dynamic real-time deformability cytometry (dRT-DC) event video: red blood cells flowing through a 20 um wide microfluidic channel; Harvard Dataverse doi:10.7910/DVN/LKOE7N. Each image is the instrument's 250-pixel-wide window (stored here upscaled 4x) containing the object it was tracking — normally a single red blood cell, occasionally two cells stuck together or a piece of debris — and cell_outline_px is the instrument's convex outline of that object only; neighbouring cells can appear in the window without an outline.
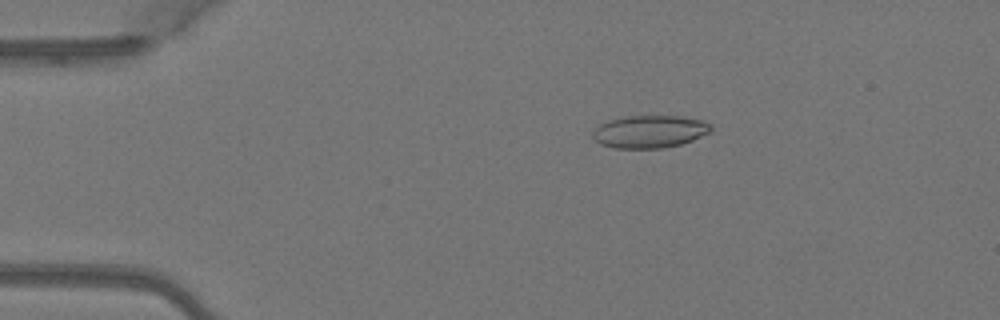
{"species": "Egyptian fruit bat (a non-hibernating species)", "species_latin": "Rousettus aegyptiacus", "temperature_condition": "warm", "stored_images_in_passage": 3, "camera_frame_rate_fps": 3000, "um_per_image_px": 0.085, "animal": {"sex": "female"}, "frame": {"image": 1, "passage_image": 2, "time_ms": 0.333, "image_size_px": [1000, 320], "cell_outline_px": [[712, 132], [692, 140], [680, 144], [664, 148], [616, 148], [600, 144], [592, 136], [592, 132], [600, 124], [608, 120], [628, 116], [680, 116], [704, 120], [712, 124]], "centroid_in_image_um": [55.26, 11.18], "position_along_channel_um": 29.7, "area_um2": 22.54}}